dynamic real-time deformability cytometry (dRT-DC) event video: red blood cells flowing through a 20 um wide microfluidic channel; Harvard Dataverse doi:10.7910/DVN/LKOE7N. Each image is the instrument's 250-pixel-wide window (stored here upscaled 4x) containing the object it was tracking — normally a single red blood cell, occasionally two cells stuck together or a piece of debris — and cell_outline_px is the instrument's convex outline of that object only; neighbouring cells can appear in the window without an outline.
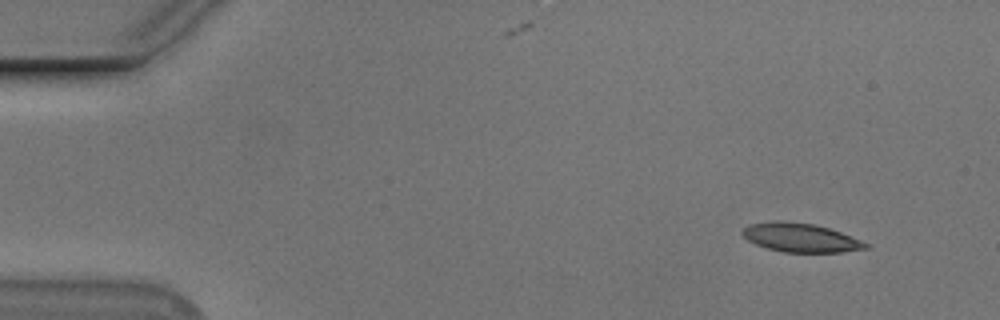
{"species": "Egyptian fruit bat (a non-hibernating species)", "species_latin": "Rousettus aegyptiacus", "temperature_condition": "cold", "stored_images_in_passage": 51, "camera_frame_rate_fps": 3000, "um_per_image_px": 0.085, "animal": {"sex": "male"}, "frame": {"image": 1, "passage_image": 1, "time_ms": 0.0, "image_size_px": [1000, 320], "cell_outline_px": [[872, 248], [844, 252], [784, 252], [768, 248], [756, 244], [748, 240], [740, 232], [740, 228], [748, 224], [772, 220], [784, 220], [816, 224], [840, 232], [872, 244]], "centroid_in_image_um": [68.06, 20.18], "position_along_channel_um": 16.9, "area_um2": 21.15}}
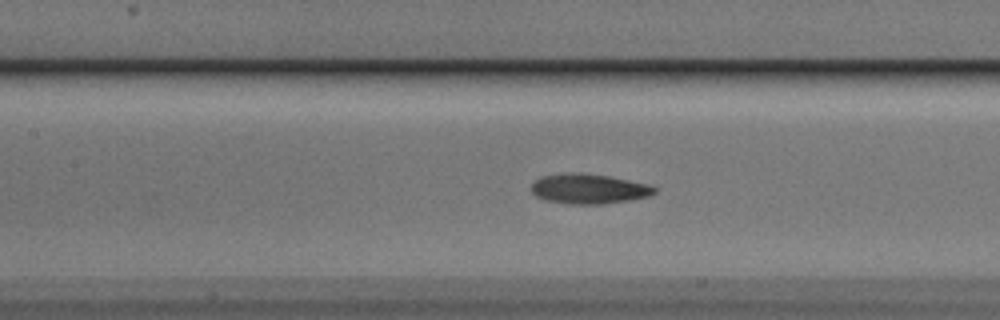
{"frame": {"image": 2, "passage_image": 21, "time_ms": 6.667, "image_size_px": [1000, 320], "cell_outline_px": [[656, 192], [648, 196], [632, 200], [604, 204], [572, 204], [544, 200], [536, 196], [532, 192], [532, 184], [540, 176], [564, 172], [580, 172], [608, 176], [648, 184], [656, 188]], "centroid_in_image_um": [50.03, 16.04], "position_along_channel_um": 157.4, "area_um2": 21.62}}
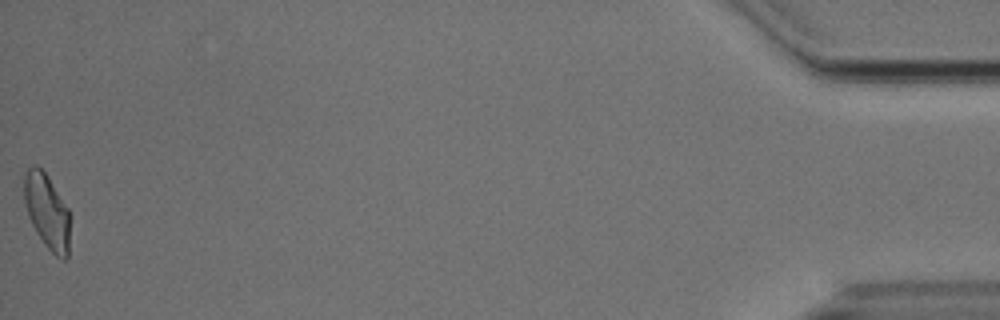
{"frame": {"image": 3, "passage_image": 51, "time_ms": 16.667, "image_size_px": [1000, 320], "cell_outline_px": [[68, 260], [64, 260], [56, 256], [44, 244], [36, 232], [28, 216], [24, 200], [24, 172], [28, 168], [36, 164], [48, 176], [68, 208]], "centroid_in_image_um": [3.97, 17.95], "position_along_channel_um": 431.2, "area_um2": 19.83}, "authors_computed_cell_mechanics": {"area_um2": 20.7502, "velocity_mm_per_s": 3.7207, "shape_relaxation_time_tau1_ms": 6.4328, "shape_relaxation_time_tau2_ms": 3.8864, "deformation_change_tau1": 0.1464, "deformation_change_tau2": 0.1016}}